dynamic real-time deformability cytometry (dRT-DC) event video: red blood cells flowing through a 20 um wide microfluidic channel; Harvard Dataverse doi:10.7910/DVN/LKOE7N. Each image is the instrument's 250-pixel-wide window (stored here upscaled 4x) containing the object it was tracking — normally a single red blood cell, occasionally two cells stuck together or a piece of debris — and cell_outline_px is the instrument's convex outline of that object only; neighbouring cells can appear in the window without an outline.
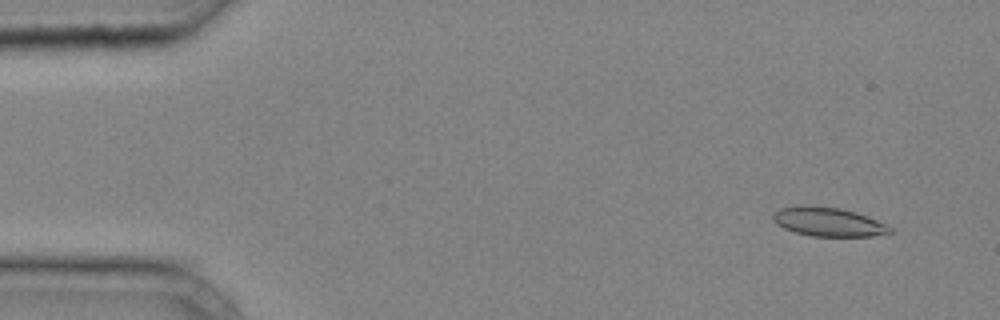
{"species": "common noctule bat (a hibernating species)", "species_latin": "Nyctalus noctula", "temperature_condition": "cold", "stored_images_in_passage": 41, "camera_frame_rate_fps": 3000, "um_per_image_px": 0.085, "animal": {"sex": "male", "body_mass_g": 20.4}, "frame": {"image": 1, "passage_image": 3, "time_ms": 0.667, "image_size_px": [1000, 320], "cell_outline_px": [[896, 232], [872, 236], [812, 236], [796, 232], [784, 228], [776, 224], [772, 220], [772, 212], [780, 208], [800, 204], [840, 208], [856, 212], [868, 216], [892, 228]], "centroid_in_image_um": [70.37, 18.84], "position_along_channel_um": 14.6, "area_um2": 19.94}}
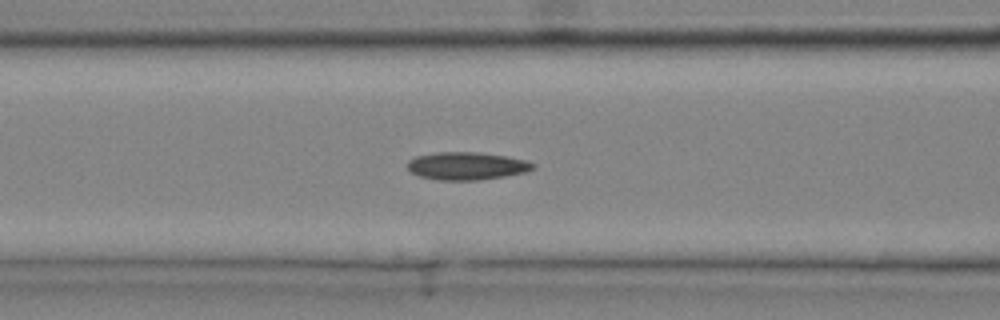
{"frame": {"image": 2, "passage_image": 17, "time_ms": 5.333, "image_size_px": [1000, 320], "cell_outline_px": [[536, 164], [532, 168], [524, 172], [504, 176], [480, 180], [440, 180], [420, 176], [412, 172], [408, 168], [408, 160], [416, 156], [436, 152], [476, 152], [504, 156], [524, 160]], "centroid_in_image_um": [39.63, 14.1], "position_along_channel_um": 127.0, "area_um2": 20.0}}
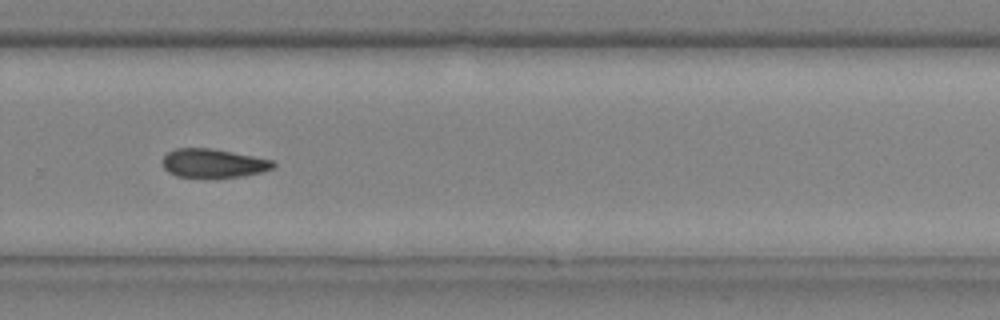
{"frame": {"image": 3, "passage_image": 29, "time_ms": 9.333, "image_size_px": [1000, 320], "cell_outline_px": [[276, 164], [272, 168], [260, 172], [244, 176], [176, 176], [168, 172], [164, 168], [160, 160], [168, 152], [176, 148], [212, 148], [272, 160]], "centroid_in_image_um": [18.08, 13.85], "position_along_channel_um": 311.7, "area_um2": 18.21}}